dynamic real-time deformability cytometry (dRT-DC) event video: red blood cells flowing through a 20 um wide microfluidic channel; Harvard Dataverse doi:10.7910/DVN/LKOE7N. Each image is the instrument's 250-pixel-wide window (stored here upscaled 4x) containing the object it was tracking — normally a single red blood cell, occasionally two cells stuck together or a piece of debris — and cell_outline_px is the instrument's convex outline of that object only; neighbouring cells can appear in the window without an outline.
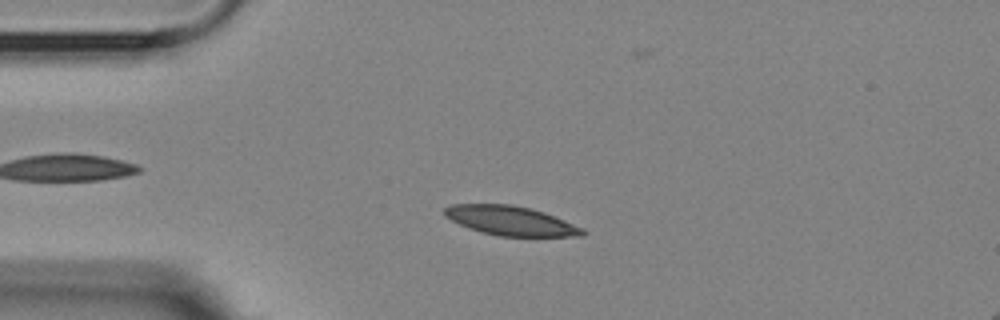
{"species": "Egyptian fruit bat (a non-hibernating species)", "species_latin": "Rousettus aegyptiacus", "temperature_condition": "room temperature", "stored_images_in_passage": 40, "camera_frame_rate_fps": 3000, "um_per_image_px": 0.085, "animal": {"sex": "female"}, "frame": {"image": 1, "passage_image": 9, "time_ms": 2.667, "image_size_px": [1000, 320], "cell_outline_px": [[588, 232], [584, 236], [500, 236], [480, 232], [468, 228], [444, 216], [444, 208], [452, 204], [512, 204], [544, 212], [584, 228]], "centroid_in_image_um": [43.42, 18.76], "position_along_channel_um": 41.6, "area_um2": 23.58}}
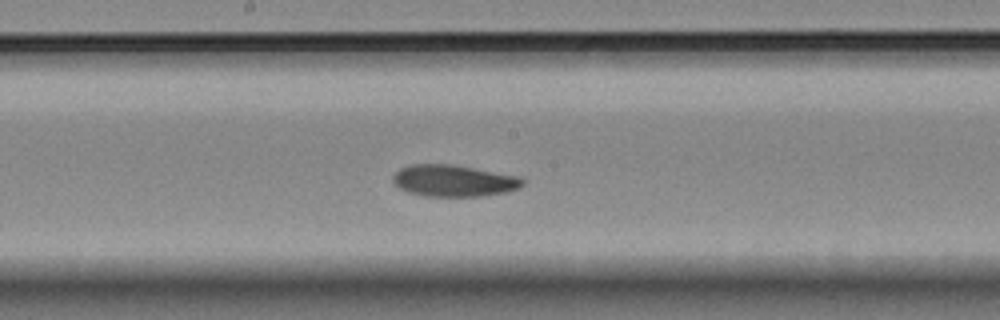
{"frame": {"image": 2, "passage_image": 25, "time_ms": 8.0, "image_size_px": [1000, 320], "cell_outline_px": [[524, 184], [520, 188], [508, 192], [484, 196], [424, 196], [408, 192], [400, 188], [392, 180], [392, 176], [400, 168], [412, 164], [448, 164], [520, 176], [524, 180]], "centroid_in_image_um": [38.59, 15.37], "position_along_channel_um": 209.6, "area_um2": 23.93}}
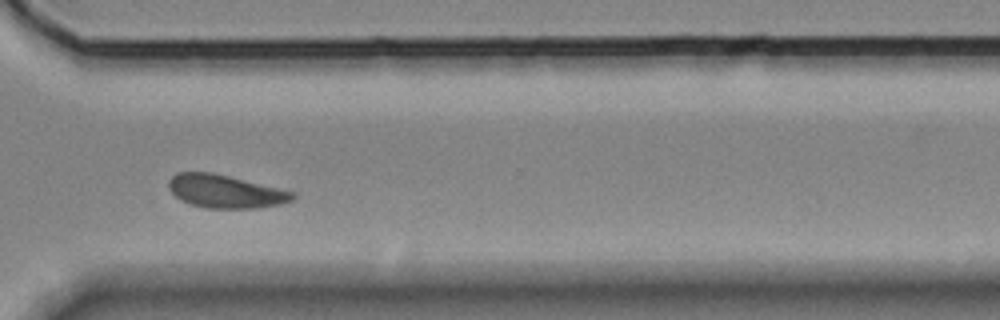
{"frame": {"image": 3, "passage_image": 37, "time_ms": 12.0, "image_size_px": [1000, 320], "cell_outline_px": [[296, 196], [292, 200], [280, 204], [252, 208], [204, 208], [180, 200], [168, 188], [168, 180], [176, 172], [212, 172], [296, 192]], "centroid_in_image_um": [19.13, 16.26], "position_along_channel_um": 351.5, "area_um2": 23.87}, "authors_computed_cell_mechanics": {"area_um2": 23.8714, "velocity_mm_per_s": 3.552, "shape_relaxation_time_tau1_ms": 5.0783, "shape_relaxation_time_tau2_ms": 5.5862, "deformation_change_tau1": 0.1192, "deformation_change_tau2": 0.1004}}